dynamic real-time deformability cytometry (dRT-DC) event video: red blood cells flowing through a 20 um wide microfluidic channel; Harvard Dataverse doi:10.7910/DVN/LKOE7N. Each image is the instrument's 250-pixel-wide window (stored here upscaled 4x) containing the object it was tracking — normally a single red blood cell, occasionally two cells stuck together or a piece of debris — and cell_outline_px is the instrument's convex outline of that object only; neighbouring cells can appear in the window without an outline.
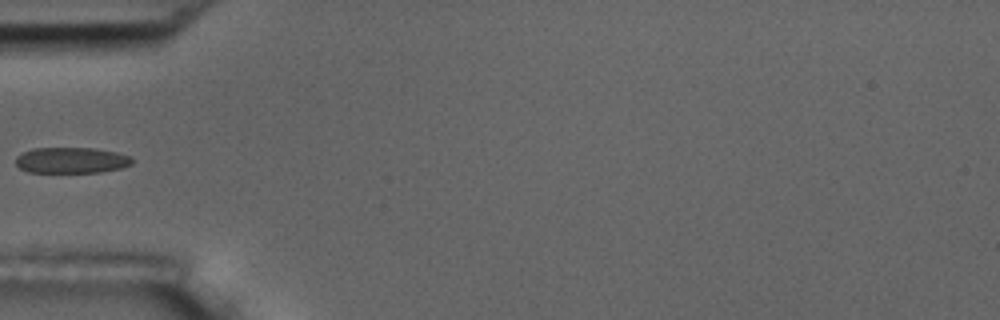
{"species": "common noctule bat (a hibernating species)", "species_latin": "Nyctalus noctula", "temperature_condition": "room temperature", "stored_images_in_passage": 38, "camera_frame_rate_fps": 3000, "um_per_image_px": 0.085, "animal": {"sex": "male", "body_mass_g": 17.5, "forearm_length_mm": 52.3}, "frame": {"image": 1, "passage_image": 1, "time_ms": 0.0, "image_size_px": [1000, 320], "cell_outline_px": [[132, 164], [120, 168], [100, 172], [28, 172], [20, 168], [16, 164], [16, 156], [32, 148], [92, 148], [116, 152], [132, 156]], "centroid_in_image_um": [6.07, 13.62], "position_along_channel_um": 78.9, "area_um2": 17.51}}
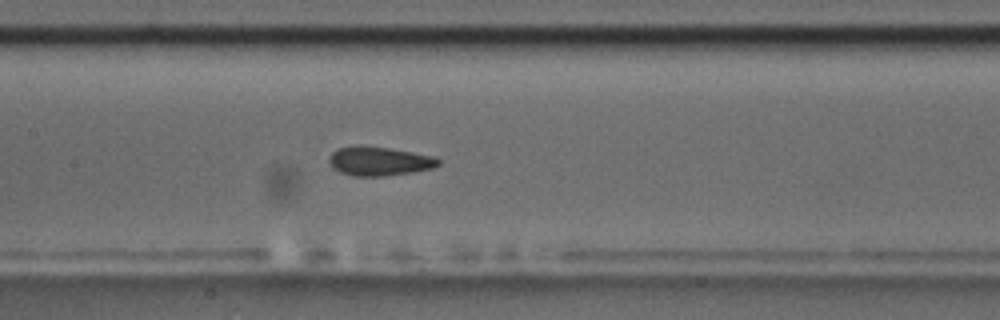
{"frame": {"image": 2, "passage_image": 9, "time_ms": 2.667, "image_size_px": [1000, 320], "cell_outline_px": [[440, 164], [432, 168], [412, 172], [384, 176], [352, 176], [340, 172], [332, 168], [328, 160], [328, 156], [336, 148], [388, 148], [436, 156], [440, 160]], "centroid_in_image_um": [32.25, 13.73], "position_along_channel_um": 175.1, "area_um2": 18.03}}
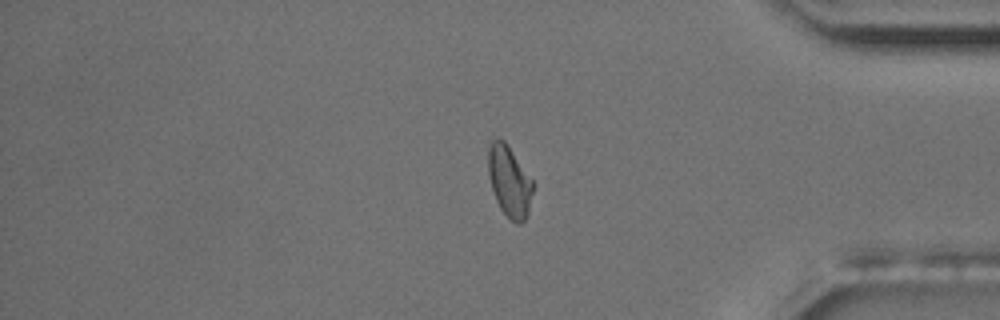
{"frame": {"image": 3, "passage_image": 29, "time_ms": 9.333, "image_size_px": [1000, 320], "cell_outline_px": [[536, 184], [528, 212], [524, 220], [520, 224], [516, 224], [500, 208], [496, 200], [492, 188], [488, 172], [488, 148], [492, 140], [504, 140]], "centroid_in_image_um": [43.33, 15.42], "position_along_channel_um": 391.9, "area_um2": 18.5}}